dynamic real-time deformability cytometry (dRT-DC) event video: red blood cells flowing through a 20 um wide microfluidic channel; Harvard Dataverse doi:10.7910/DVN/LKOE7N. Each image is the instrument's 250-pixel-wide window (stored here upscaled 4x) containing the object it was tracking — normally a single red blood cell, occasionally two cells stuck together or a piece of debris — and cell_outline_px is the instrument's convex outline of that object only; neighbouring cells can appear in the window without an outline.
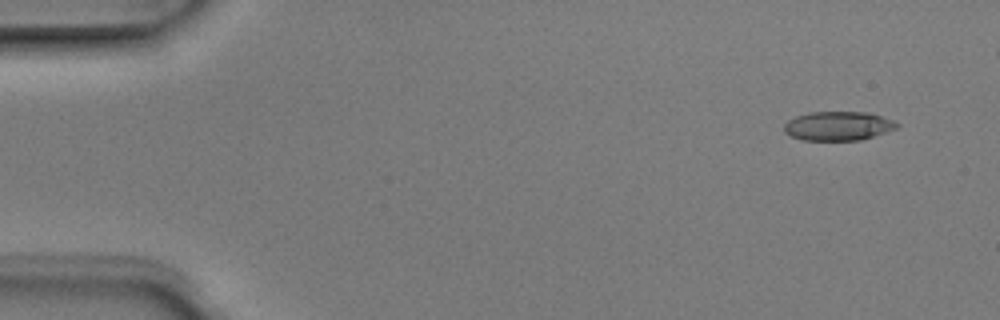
{"species": "Egyptian fruit bat (a non-hibernating species)", "species_latin": "Rousettus aegyptiacus", "temperature_condition": "room temperature", "stored_images_in_passage": 5, "camera_frame_rate_fps": 3000, "um_per_image_px": 0.085, "animal": {"sex": "male"}, "frame": {"image": 1, "passage_image": 1, "time_ms": 0.0, "image_size_px": [1000, 320], "cell_outline_px": [[900, 124], [896, 128], [860, 140], [800, 140], [784, 132], [784, 124], [788, 120], [796, 116], [808, 112], [868, 112], [892, 120]], "centroid_in_image_um": [71.2, 10.7], "position_along_channel_um": 13.8, "area_um2": 18.96}}